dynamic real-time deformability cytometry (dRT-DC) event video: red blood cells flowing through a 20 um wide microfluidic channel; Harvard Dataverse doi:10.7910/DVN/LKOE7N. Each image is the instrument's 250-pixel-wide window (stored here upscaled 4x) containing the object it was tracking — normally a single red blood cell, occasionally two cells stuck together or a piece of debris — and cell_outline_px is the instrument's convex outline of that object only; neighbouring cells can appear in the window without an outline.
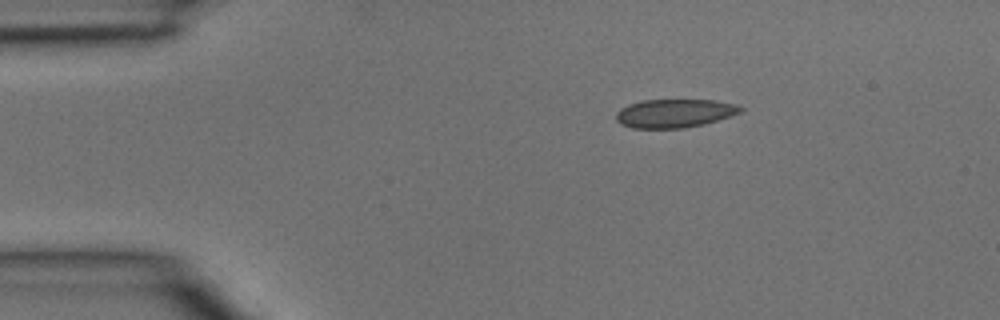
{"species": "common noctule bat (a hibernating species)", "species_latin": "Nyctalus noctula", "temperature_condition": "room temperature", "stored_images_in_passage": 2, "camera_frame_rate_fps": 3000, "um_per_image_px": 0.085, "animal": {"sex": "male", "body_mass_g": 15.6}, "frame": {"image": 1, "passage_image": 2, "time_ms": 0.333, "image_size_px": [1000, 320], "cell_outline_px": [[744, 108], [740, 112], [704, 124], [684, 128], [632, 128], [620, 124], [616, 120], [616, 112], [620, 108], [628, 104], [644, 100], [712, 100], [736, 104]], "centroid_in_image_um": [57.28, 9.63], "position_along_channel_um": 27.7, "area_um2": 20.58}}